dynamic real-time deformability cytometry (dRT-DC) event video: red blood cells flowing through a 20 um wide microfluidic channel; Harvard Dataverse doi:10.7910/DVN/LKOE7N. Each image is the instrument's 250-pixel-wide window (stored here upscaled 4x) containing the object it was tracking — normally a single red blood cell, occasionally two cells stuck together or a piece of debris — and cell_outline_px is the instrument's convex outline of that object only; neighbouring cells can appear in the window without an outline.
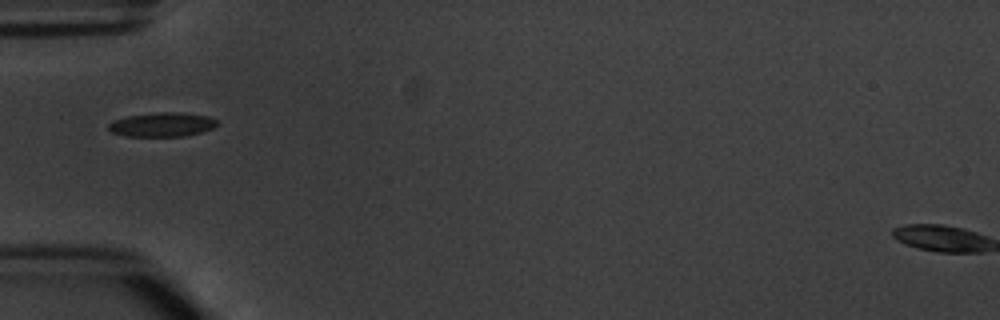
{"species": "common noctule bat (a hibernating species)", "species_latin": "Nyctalus noctula", "temperature_condition": "warm", "stored_images_in_passage": 1, "camera_frame_rate_fps": 3000, "um_per_image_px": 0.085, "animal": {"sex": "male", "body_mass_g": 20.1, "forearm_length_mm": 53.5}, "frame": {"image": 1, "passage_image": 1, "time_ms": 0.0, "image_size_px": [1000, 320], "cell_outline_px": [[216, 124], [212, 128], [200, 132], [184, 136], [124, 136], [112, 132], [108, 128], [108, 124], [112, 120], [128, 116], [156, 112], [176, 112], [208, 116], [216, 120]], "centroid_in_image_um": [13.73, 10.58], "position_along_channel_um": 71.3, "area_um2": 15.14}}